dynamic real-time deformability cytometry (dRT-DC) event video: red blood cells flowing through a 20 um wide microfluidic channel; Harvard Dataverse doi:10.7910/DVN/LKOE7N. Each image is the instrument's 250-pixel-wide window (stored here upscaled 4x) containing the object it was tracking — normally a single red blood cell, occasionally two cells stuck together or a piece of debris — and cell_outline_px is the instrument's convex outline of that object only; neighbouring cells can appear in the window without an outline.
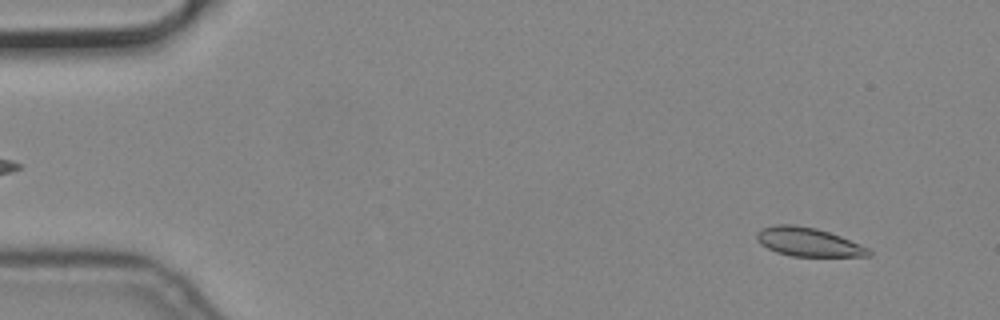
{"species": "common noctule bat (a hibernating species)", "species_latin": "Nyctalus noctula", "temperature_condition": "cold", "stored_images_in_passage": 55, "camera_frame_rate_fps": 3000, "um_per_image_px": 0.085, "animal": {"sex": "male", "body_mass_g": 19.2, "forearm_length_mm": 51.8}, "frame": {"image": 1, "passage_image": 4, "time_ms": 1.0, "image_size_px": [1000, 320], "cell_outline_px": [[872, 256], [792, 256], [776, 252], [760, 244], [756, 240], [756, 232], [764, 228], [776, 224], [796, 224], [816, 228], [840, 236], [860, 244], [868, 248], [872, 252]], "centroid_in_image_um": [68.69, 20.56], "position_along_channel_um": 16.3, "area_um2": 18.73}}
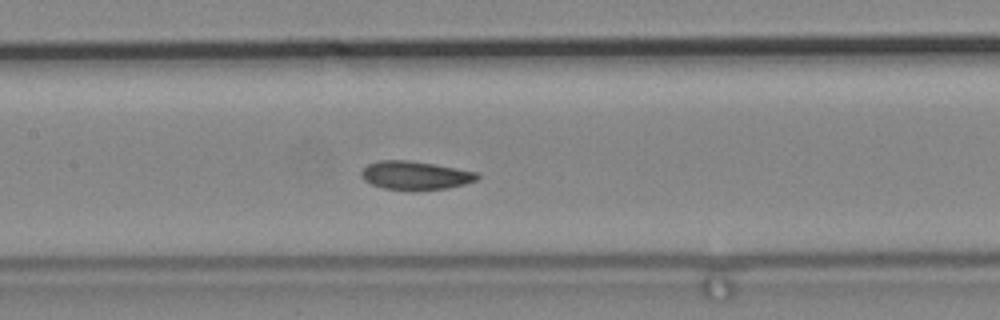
{"frame": {"image": 2, "passage_image": 26, "time_ms": 8.333, "image_size_px": [1000, 320], "cell_outline_px": [[480, 176], [476, 180], [464, 184], [448, 188], [416, 192], [384, 188], [372, 184], [364, 180], [360, 176], [360, 172], [368, 164], [380, 160], [408, 160], [480, 172]], "centroid_in_image_um": [35.31, 14.93], "position_along_channel_um": 172.1, "area_um2": 19.59}}
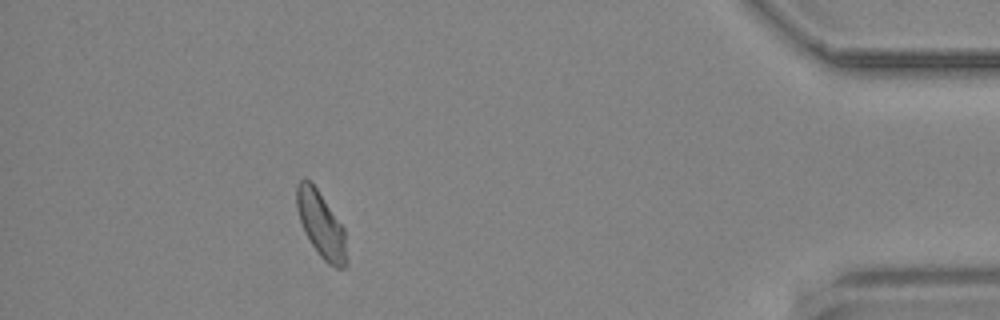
{"frame": {"image": 3, "passage_image": 50, "time_ms": 16.333, "image_size_px": [1000, 320], "cell_outline_px": [[348, 264], [344, 268], [336, 268], [328, 264], [320, 256], [304, 232], [296, 208], [296, 184], [304, 176], [316, 188], [344, 228], [348, 260]], "centroid_in_image_um": [27.29, 19.12], "position_along_channel_um": 407.9, "area_um2": 19.19}}